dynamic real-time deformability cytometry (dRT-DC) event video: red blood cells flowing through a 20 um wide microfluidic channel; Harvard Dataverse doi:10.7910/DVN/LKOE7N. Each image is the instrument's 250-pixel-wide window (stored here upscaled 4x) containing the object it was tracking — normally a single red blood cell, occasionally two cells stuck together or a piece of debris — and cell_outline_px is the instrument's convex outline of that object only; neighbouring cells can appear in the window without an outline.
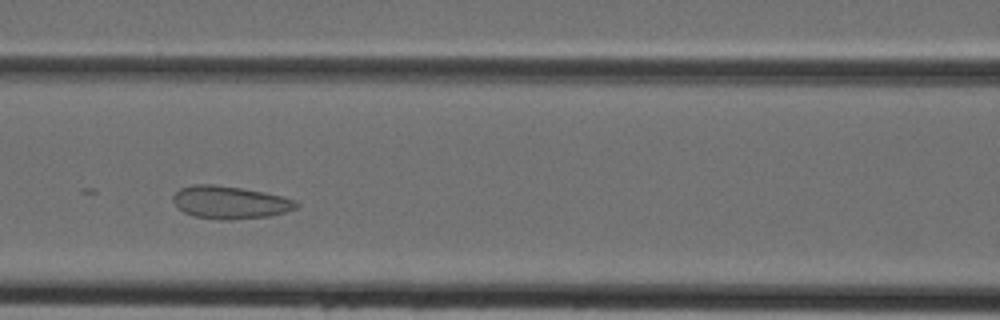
{"species": "Egyptian fruit bat (a non-hibernating species)", "species_latin": "Rousettus aegyptiacus", "temperature_condition": "cold", "stored_images_in_passage": 27, "camera_frame_rate_fps": 3000, "um_per_image_px": 0.085, "animal": {"sex": "female"}, "frame": {"image": 1, "passage_image": 11, "time_ms": 3.333, "image_size_px": [1000, 320], "cell_outline_px": [[300, 204], [296, 208], [284, 212], [268, 216], [224, 220], [196, 216], [184, 212], [172, 200], [172, 196], [180, 188], [192, 184], [212, 184], [240, 188], [264, 192], [296, 200]], "centroid_in_image_um": [19.54, 17.19], "position_along_channel_um": 147.1, "area_um2": 23.18}}
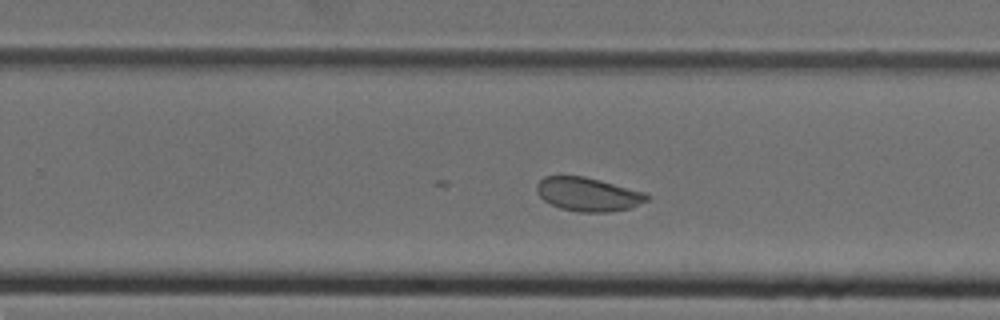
{"frame": {"image": 2, "passage_image": 20, "time_ms": 6.333, "image_size_px": [1000, 320], "cell_outline_px": [[648, 200], [628, 208], [608, 212], [576, 212], [560, 208], [544, 200], [536, 192], [536, 184], [544, 176], [584, 176], [648, 192]], "centroid_in_image_um": [49.98, 16.51], "position_along_channel_um": 279.8, "area_um2": 21.68}}
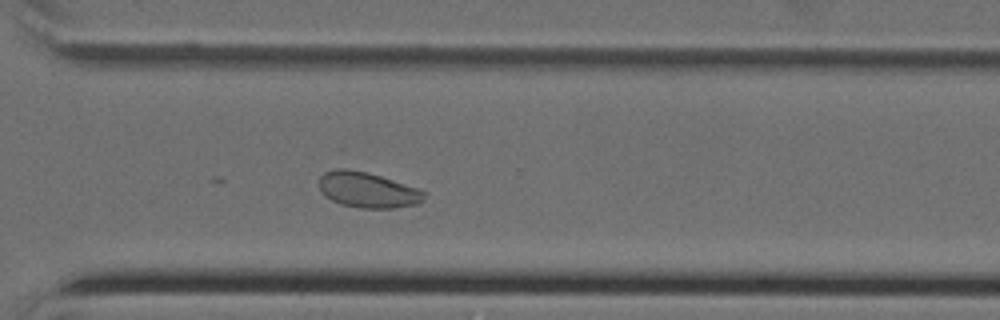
{"frame": {"image": 3, "passage_image": 24, "time_ms": 7.667, "image_size_px": [1000, 320], "cell_outline_px": [[428, 192], [416, 204], [392, 208], [360, 208], [340, 204], [324, 196], [320, 192], [320, 176], [324, 172], [336, 168], [348, 168], [368, 172]], "centroid_in_image_um": [31.19, 16.13], "position_along_channel_um": 339.4, "area_um2": 21.68}}